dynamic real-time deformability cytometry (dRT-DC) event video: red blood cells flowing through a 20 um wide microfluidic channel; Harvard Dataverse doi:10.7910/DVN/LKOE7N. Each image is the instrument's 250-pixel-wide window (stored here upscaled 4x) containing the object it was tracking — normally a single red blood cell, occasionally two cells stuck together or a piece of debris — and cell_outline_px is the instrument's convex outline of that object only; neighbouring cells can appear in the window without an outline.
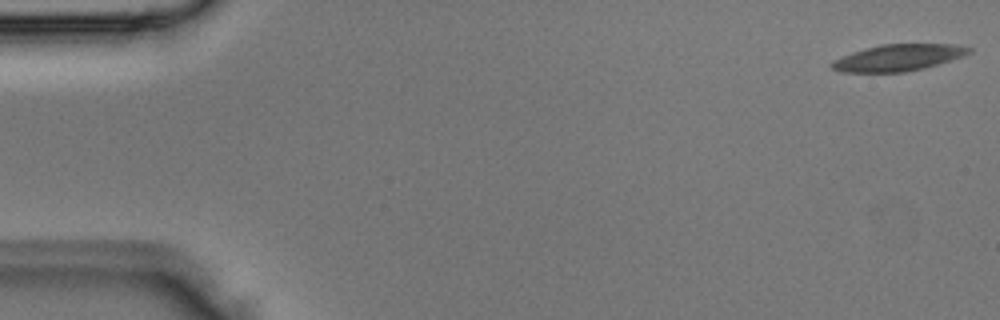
{"species": "Egyptian fruit bat (a non-hibernating species)", "species_latin": "Rousettus aegyptiacus", "temperature_condition": "room temperature", "stored_images_in_passage": 4, "camera_frame_rate_fps": 3000, "um_per_image_px": 0.085, "animal": {"sex": "male"}, "frame": {"image": 1, "passage_image": 1, "time_ms": 0.0, "image_size_px": [1000, 320], "cell_outline_px": [[972, 52], [964, 56], [924, 68], [904, 72], [840, 72], [832, 68], [828, 64], [832, 60], [852, 52], [880, 44], [952, 44], [972, 48]], "centroid_in_image_um": [76.33, 4.9], "position_along_channel_um": 8.7, "area_um2": 21.27}}